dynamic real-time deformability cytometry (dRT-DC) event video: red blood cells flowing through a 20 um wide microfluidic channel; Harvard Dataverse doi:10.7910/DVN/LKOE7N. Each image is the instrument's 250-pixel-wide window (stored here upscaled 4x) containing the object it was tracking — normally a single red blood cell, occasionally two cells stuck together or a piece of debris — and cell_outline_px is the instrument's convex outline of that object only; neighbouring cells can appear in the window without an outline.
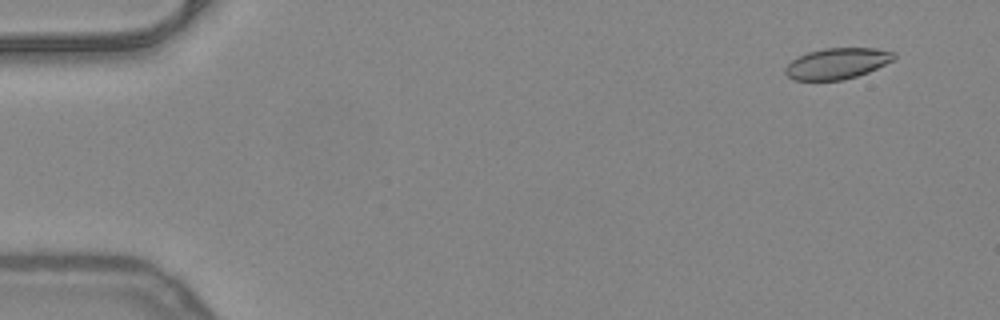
{"species": "common noctule bat (a hibernating species)", "species_latin": "Nyctalus noctula", "temperature_condition": "warm", "stored_images_in_passage": 13, "camera_frame_rate_fps": 3000, "um_per_image_px": 0.085, "animal": {"sex": "female", "body_mass_g": 24.6, "forearm_length_mm": 56.2}, "frame": {"image": 1, "passage_image": 4, "time_ms": 1.0, "image_size_px": [1000, 320], "cell_outline_px": [[896, 56], [892, 60], [868, 72], [844, 80], [792, 80], [784, 72], [784, 68], [792, 60], [808, 52], [824, 48], [876, 48], [896, 52]], "centroid_in_image_um": [71.14, 5.39], "position_along_channel_um": 13.9, "area_um2": 19.54}}